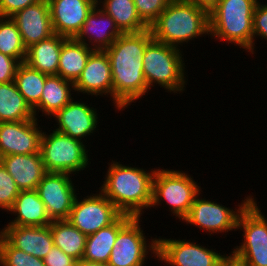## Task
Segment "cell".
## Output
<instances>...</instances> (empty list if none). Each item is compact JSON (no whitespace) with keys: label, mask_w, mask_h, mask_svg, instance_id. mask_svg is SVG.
<instances>
[{"label":"cell","mask_w":267,"mask_h":266,"mask_svg":"<svg viewBox=\"0 0 267 266\" xmlns=\"http://www.w3.org/2000/svg\"><path fill=\"white\" fill-rule=\"evenodd\" d=\"M0 52L16 58L20 63L25 61L27 48L11 17H0Z\"/></svg>","instance_id":"31"},{"label":"cell","mask_w":267,"mask_h":266,"mask_svg":"<svg viewBox=\"0 0 267 266\" xmlns=\"http://www.w3.org/2000/svg\"><path fill=\"white\" fill-rule=\"evenodd\" d=\"M144 234L140 217H133L118 232L106 266H144L149 251L157 258V238L147 244Z\"/></svg>","instance_id":"9"},{"label":"cell","mask_w":267,"mask_h":266,"mask_svg":"<svg viewBox=\"0 0 267 266\" xmlns=\"http://www.w3.org/2000/svg\"><path fill=\"white\" fill-rule=\"evenodd\" d=\"M34 118L33 110L26 103L15 82L0 83V123Z\"/></svg>","instance_id":"27"},{"label":"cell","mask_w":267,"mask_h":266,"mask_svg":"<svg viewBox=\"0 0 267 266\" xmlns=\"http://www.w3.org/2000/svg\"><path fill=\"white\" fill-rule=\"evenodd\" d=\"M257 36L262 37L267 41V4H261L257 2L253 12V54L255 38ZM255 37V38H254Z\"/></svg>","instance_id":"35"},{"label":"cell","mask_w":267,"mask_h":266,"mask_svg":"<svg viewBox=\"0 0 267 266\" xmlns=\"http://www.w3.org/2000/svg\"><path fill=\"white\" fill-rule=\"evenodd\" d=\"M76 266H106V265L87 262V261H84V260H79L77 262Z\"/></svg>","instance_id":"41"},{"label":"cell","mask_w":267,"mask_h":266,"mask_svg":"<svg viewBox=\"0 0 267 266\" xmlns=\"http://www.w3.org/2000/svg\"><path fill=\"white\" fill-rule=\"evenodd\" d=\"M258 0H218L209 11L210 36L253 54V12Z\"/></svg>","instance_id":"4"},{"label":"cell","mask_w":267,"mask_h":266,"mask_svg":"<svg viewBox=\"0 0 267 266\" xmlns=\"http://www.w3.org/2000/svg\"><path fill=\"white\" fill-rule=\"evenodd\" d=\"M94 50L77 41L75 38H67L61 47L58 76L75 83L81 76L90 54Z\"/></svg>","instance_id":"26"},{"label":"cell","mask_w":267,"mask_h":266,"mask_svg":"<svg viewBox=\"0 0 267 266\" xmlns=\"http://www.w3.org/2000/svg\"><path fill=\"white\" fill-rule=\"evenodd\" d=\"M67 38L53 34L27 48L25 63L46 75H57L63 42Z\"/></svg>","instance_id":"24"},{"label":"cell","mask_w":267,"mask_h":266,"mask_svg":"<svg viewBox=\"0 0 267 266\" xmlns=\"http://www.w3.org/2000/svg\"><path fill=\"white\" fill-rule=\"evenodd\" d=\"M98 5L103 6L101 9L114 19L122 33H139L149 28L138 16L134 0H104Z\"/></svg>","instance_id":"28"},{"label":"cell","mask_w":267,"mask_h":266,"mask_svg":"<svg viewBox=\"0 0 267 266\" xmlns=\"http://www.w3.org/2000/svg\"><path fill=\"white\" fill-rule=\"evenodd\" d=\"M0 234L15 248L44 259L54 246L50 226L6 225Z\"/></svg>","instance_id":"19"},{"label":"cell","mask_w":267,"mask_h":266,"mask_svg":"<svg viewBox=\"0 0 267 266\" xmlns=\"http://www.w3.org/2000/svg\"><path fill=\"white\" fill-rule=\"evenodd\" d=\"M37 118L0 123V157L40 152L42 130Z\"/></svg>","instance_id":"14"},{"label":"cell","mask_w":267,"mask_h":266,"mask_svg":"<svg viewBox=\"0 0 267 266\" xmlns=\"http://www.w3.org/2000/svg\"><path fill=\"white\" fill-rule=\"evenodd\" d=\"M0 265L1 266H45L43 259L30 255L13 247L0 234Z\"/></svg>","instance_id":"32"},{"label":"cell","mask_w":267,"mask_h":266,"mask_svg":"<svg viewBox=\"0 0 267 266\" xmlns=\"http://www.w3.org/2000/svg\"><path fill=\"white\" fill-rule=\"evenodd\" d=\"M74 91L91 96L110 94L113 99L111 63L106 51L94 50L90 54L81 76L74 83Z\"/></svg>","instance_id":"16"},{"label":"cell","mask_w":267,"mask_h":266,"mask_svg":"<svg viewBox=\"0 0 267 266\" xmlns=\"http://www.w3.org/2000/svg\"><path fill=\"white\" fill-rule=\"evenodd\" d=\"M92 1L93 3H95L96 5H98V3L100 2V0H90Z\"/></svg>","instance_id":"42"},{"label":"cell","mask_w":267,"mask_h":266,"mask_svg":"<svg viewBox=\"0 0 267 266\" xmlns=\"http://www.w3.org/2000/svg\"><path fill=\"white\" fill-rule=\"evenodd\" d=\"M149 29L153 39L178 48L198 36L210 34L209 12L192 3L171 0Z\"/></svg>","instance_id":"3"},{"label":"cell","mask_w":267,"mask_h":266,"mask_svg":"<svg viewBox=\"0 0 267 266\" xmlns=\"http://www.w3.org/2000/svg\"><path fill=\"white\" fill-rule=\"evenodd\" d=\"M206 9L208 12L218 3V0H182Z\"/></svg>","instance_id":"39"},{"label":"cell","mask_w":267,"mask_h":266,"mask_svg":"<svg viewBox=\"0 0 267 266\" xmlns=\"http://www.w3.org/2000/svg\"><path fill=\"white\" fill-rule=\"evenodd\" d=\"M220 266H245L243 263L239 262L233 258L230 254L227 258L220 264Z\"/></svg>","instance_id":"40"},{"label":"cell","mask_w":267,"mask_h":266,"mask_svg":"<svg viewBox=\"0 0 267 266\" xmlns=\"http://www.w3.org/2000/svg\"><path fill=\"white\" fill-rule=\"evenodd\" d=\"M45 266H76L77 260L53 246L43 259Z\"/></svg>","instance_id":"37"},{"label":"cell","mask_w":267,"mask_h":266,"mask_svg":"<svg viewBox=\"0 0 267 266\" xmlns=\"http://www.w3.org/2000/svg\"><path fill=\"white\" fill-rule=\"evenodd\" d=\"M54 33L75 38L96 6L90 0H47Z\"/></svg>","instance_id":"15"},{"label":"cell","mask_w":267,"mask_h":266,"mask_svg":"<svg viewBox=\"0 0 267 266\" xmlns=\"http://www.w3.org/2000/svg\"><path fill=\"white\" fill-rule=\"evenodd\" d=\"M122 213L101 192L75 197L68 221L86 236L112 224Z\"/></svg>","instance_id":"10"},{"label":"cell","mask_w":267,"mask_h":266,"mask_svg":"<svg viewBox=\"0 0 267 266\" xmlns=\"http://www.w3.org/2000/svg\"><path fill=\"white\" fill-rule=\"evenodd\" d=\"M72 99L67 105L60 109L53 117L58 123V132L68 135L80 141L82 138L93 134L97 128L98 114L96 109L86 105L83 101H74ZM81 102V103H80Z\"/></svg>","instance_id":"18"},{"label":"cell","mask_w":267,"mask_h":266,"mask_svg":"<svg viewBox=\"0 0 267 266\" xmlns=\"http://www.w3.org/2000/svg\"><path fill=\"white\" fill-rule=\"evenodd\" d=\"M9 211L17 215L8 223L11 226H47L52 222L36 189L20 191Z\"/></svg>","instance_id":"23"},{"label":"cell","mask_w":267,"mask_h":266,"mask_svg":"<svg viewBox=\"0 0 267 266\" xmlns=\"http://www.w3.org/2000/svg\"><path fill=\"white\" fill-rule=\"evenodd\" d=\"M129 167L112 161L100 191L122 213L140 217L152 203L153 178L156 170Z\"/></svg>","instance_id":"2"},{"label":"cell","mask_w":267,"mask_h":266,"mask_svg":"<svg viewBox=\"0 0 267 266\" xmlns=\"http://www.w3.org/2000/svg\"><path fill=\"white\" fill-rule=\"evenodd\" d=\"M20 62L0 52V83L13 82Z\"/></svg>","instance_id":"36"},{"label":"cell","mask_w":267,"mask_h":266,"mask_svg":"<svg viewBox=\"0 0 267 266\" xmlns=\"http://www.w3.org/2000/svg\"><path fill=\"white\" fill-rule=\"evenodd\" d=\"M157 244V260L170 266H220L228 256L186 240L158 238Z\"/></svg>","instance_id":"12"},{"label":"cell","mask_w":267,"mask_h":266,"mask_svg":"<svg viewBox=\"0 0 267 266\" xmlns=\"http://www.w3.org/2000/svg\"><path fill=\"white\" fill-rule=\"evenodd\" d=\"M49 226L54 246L77 261L82 260L87 236L81 233L68 220H55Z\"/></svg>","instance_id":"29"},{"label":"cell","mask_w":267,"mask_h":266,"mask_svg":"<svg viewBox=\"0 0 267 266\" xmlns=\"http://www.w3.org/2000/svg\"><path fill=\"white\" fill-rule=\"evenodd\" d=\"M171 0H134L138 16L149 27Z\"/></svg>","instance_id":"34"},{"label":"cell","mask_w":267,"mask_h":266,"mask_svg":"<svg viewBox=\"0 0 267 266\" xmlns=\"http://www.w3.org/2000/svg\"><path fill=\"white\" fill-rule=\"evenodd\" d=\"M133 218L121 214L112 224L87 236L82 260L107 265L118 232Z\"/></svg>","instance_id":"22"},{"label":"cell","mask_w":267,"mask_h":266,"mask_svg":"<svg viewBox=\"0 0 267 266\" xmlns=\"http://www.w3.org/2000/svg\"><path fill=\"white\" fill-rule=\"evenodd\" d=\"M192 178L183 171L156 169L150 207H156L161 200H165L172 213L183 220L201 191L200 186Z\"/></svg>","instance_id":"7"},{"label":"cell","mask_w":267,"mask_h":266,"mask_svg":"<svg viewBox=\"0 0 267 266\" xmlns=\"http://www.w3.org/2000/svg\"><path fill=\"white\" fill-rule=\"evenodd\" d=\"M73 90V82L63 79L58 75H49L45 80L40 102L33 109L35 118L38 114L36 113L38 109L42 111V114L44 112V115L54 116L73 99L71 97V91L75 92Z\"/></svg>","instance_id":"25"},{"label":"cell","mask_w":267,"mask_h":266,"mask_svg":"<svg viewBox=\"0 0 267 266\" xmlns=\"http://www.w3.org/2000/svg\"><path fill=\"white\" fill-rule=\"evenodd\" d=\"M46 75L31 68L25 62L18 65L14 82L26 103L33 110L40 102Z\"/></svg>","instance_id":"30"},{"label":"cell","mask_w":267,"mask_h":266,"mask_svg":"<svg viewBox=\"0 0 267 266\" xmlns=\"http://www.w3.org/2000/svg\"><path fill=\"white\" fill-rule=\"evenodd\" d=\"M237 229L243 230L244 240L230 255L245 266H267V219L254 197L240 212Z\"/></svg>","instance_id":"6"},{"label":"cell","mask_w":267,"mask_h":266,"mask_svg":"<svg viewBox=\"0 0 267 266\" xmlns=\"http://www.w3.org/2000/svg\"><path fill=\"white\" fill-rule=\"evenodd\" d=\"M11 19L16 23L26 48L55 34L47 0L29 5Z\"/></svg>","instance_id":"17"},{"label":"cell","mask_w":267,"mask_h":266,"mask_svg":"<svg viewBox=\"0 0 267 266\" xmlns=\"http://www.w3.org/2000/svg\"><path fill=\"white\" fill-rule=\"evenodd\" d=\"M19 192L14 179L0 162V209L8 212Z\"/></svg>","instance_id":"33"},{"label":"cell","mask_w":267,"mask_h":266,"mask_svg":"<svg viewBox=\"0 0 267 266\" xmlns=\"http://www.w3.org/2000/svg\"><path fill=\"white\" fill-rule=\"evenodd\" d=\"M83 141L53 130L42 133L40 154L47 172L76 174L88 165V150ZM75 172V173H74Z\"/></svg>","instance_id":"8"},{"label":"cell","mask_w":267,"mask_h":266,"mask_svg":"<svg viewBox=\"0 0 267 266\" xmlns=\"http://www.w3.org/2000/svg\"><path fill=\"white\" fill-rule=\"evenodd\" d=\"M0 162L14 179L20 191L35 190L47 173L40 152L0 157Z\"/></svg>","instance_id":"21"},{"label":"cell","mask_w":267,"mask_h":266,"mask_svg":"<svg viewBox=\"0 0 267 266\" xmlns=\"http://www.w3.org/2000/svg\"><path fill=\"white\" fill-rule=\"evenodd\" d=\"M41 0H0V17H11L16 12Z\"/></svg>","instance_id":"38"},{"label":"cell","mask_w":267,"mask_h":266,"mask_svg":"<svg viewBox=\"0 0 267 266\" xmlns=\"http://www.w3.org/2000/svg\"><path fill=\"white\" fill-rule=\"evenodd\" d=\"M182 56L180 48L152 39L143 56V72L148 88L154 87L155 83L170 93L184 91L186 72Z\"/></svg>","instance_id":"5"},{"label":"cell","mask_w":267,"mask_h":266,"mask_svg":"<svg viewBox=\"0 0 267 266\" xmlns=\"http://www.w3.org/2000/svg\"><path fill=\"white\" fill-rule=\"evenodd\" d=\"M153 39L151 30L122 33L105 51L112 71L113 103L118 110L142 98L149 88L143 72V56Z\"/></svg>","instance_id":"1"},{"label":"cell","mask_w":267,"mask_h":266,"mask_svg":"<svg viewBox=\"0 0 267 266\" xmlns=\"http://www.w3.org/2000/svg\"><path fill=\"white\" fill-rule=\"evenodd\" d=\"M121 34L114 19L96 5L88 14L75 39L93 50L105 51Z\"/></svg>","instance_id":"20"},{"label":"cell","mask_w":267,"mask_h":266,"mask_svg":"<svg viewBox=\"0 0 267 266\" xmlns=\"http://www.w3.org/2000/svg\"><path fill=\"white\" fill-rule=\"evenodd\" d=\"M70 174L47 172L37 186L51 221L68 220L77 196ZM76 193V194H75Z\"/></svg>","instance_id":"13"},{"label":"cell","mask_w":267,"mask_h":266,"mask_svg":"<svg viewBox=\"0 0 267 266\" xmlns=\"http://www.w3.org/2000/svg\"><path fill=\"white\" fill-rule=\"evenodd\" d=\"M199 193L191 206L189 214L182 220L187 224L204 229L203 231L212 233L228 232L237 229V219L242 209L253 199L252 195L246 197L238 210H232L214 201L201 199Z\"/></svg>","instance_id":"11"}]
</instances>
